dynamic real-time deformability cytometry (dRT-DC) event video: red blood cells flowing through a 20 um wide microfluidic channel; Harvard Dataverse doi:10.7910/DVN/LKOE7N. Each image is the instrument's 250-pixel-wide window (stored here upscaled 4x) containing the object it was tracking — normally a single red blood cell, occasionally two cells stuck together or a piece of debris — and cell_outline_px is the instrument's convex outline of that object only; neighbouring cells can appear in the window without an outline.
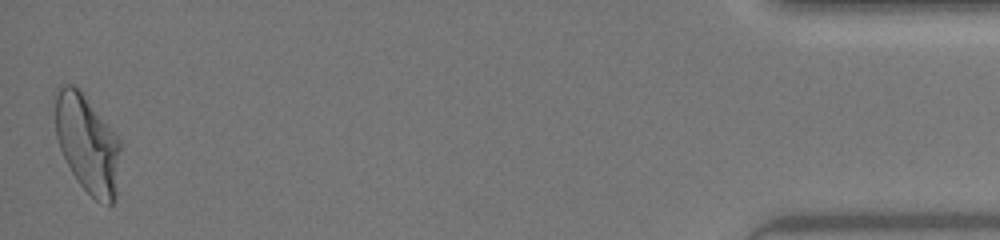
{"species": "human", "species_latin": "Homo sapiens", "temperature_condition": "warm", "stored_images_in_passage": 35, "camera_frame_rate_fps": 3000, "um_per_image_px": 0.085, "donor": {"sex": "female"}, "frame": {"image": 1, "passage_image": 35, "time_ms": 11.333, "image_size_px": [1000, 240], "cell_outline_px": [[120, 148], [112, 204], [108, 208], [96, 200], [80, 184], [72, 172], [60, 148], [56, 136], [52, 96], [56, 88], [60, 84], [72, 84], [80, 92], [120, 140]], "centroid_in_image_um": [7.34, 12.17], "position_along_channel_um": 427.9, "area_um2": 36.59}, "authors_computed_cell_mechanics": {"area_um2": 33.1194, "velocity_mm_per_s": 4.3809, "shape_relaxation_time_tau1_ms": 5.938, "shape_relaxation_time_tau2_ms": 0.6772, "deformation_change_tau1": 0.2125, "deformation_change_tau2": 0.0567}}